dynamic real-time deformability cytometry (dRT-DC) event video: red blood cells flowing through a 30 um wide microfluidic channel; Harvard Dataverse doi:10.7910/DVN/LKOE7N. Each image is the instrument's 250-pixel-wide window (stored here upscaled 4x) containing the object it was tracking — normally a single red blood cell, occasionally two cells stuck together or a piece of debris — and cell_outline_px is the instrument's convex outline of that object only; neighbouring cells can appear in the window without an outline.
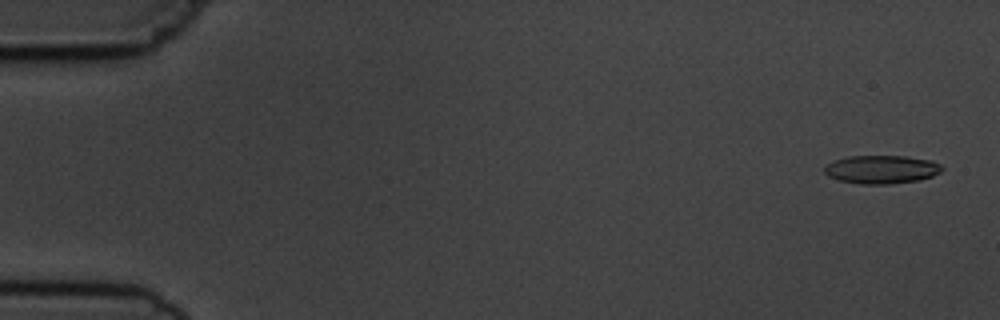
{"species": "common noctule bat (a hibernating species)", "species_latin": "Nyctalus noctula", "temperature_condition": "cold", "stored_images_in_passage": 6, "camera_frame_rate_fps": 3000, "um_per_image_px": 0.085, "animal": {"sex": "male", "body_mass_g": 19.5, "forearm_length_mm": 54.6}, "frame": {"image": 1, "passage_image": 1, "time_ms": 0.0, "image_size_px": [1000, 320], "cell_outline_px": [[944, 168], [940, 172], [932, 176], [920, 180], [892, 184], [860, 184], [840, 180], [828, 176], [824, 172], [824, 164], [832, 160], [848, 156], [904, 156], [932, 160], [940, 164]], "centroid_in_image_um": [74.91, 14.4], "position_along_channel_um": 10.1, "area_um2": 19.65}}
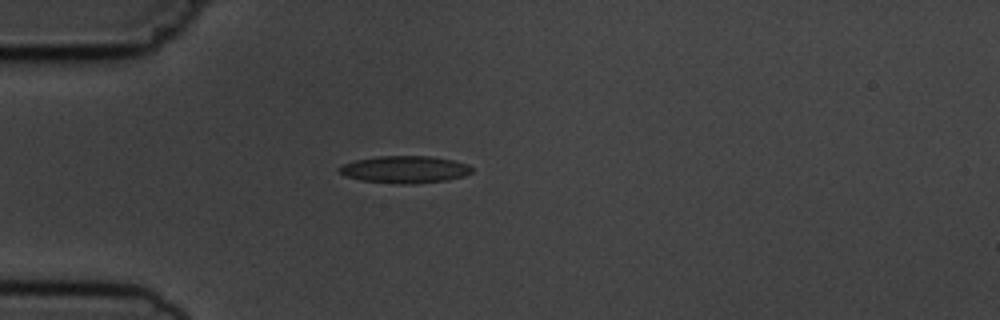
{"frame": {"image": 2, "passage_image": 4, "time_ms": 4.333, "image_size_px": [1000, 320], "cell_outline_px": [[472, 172], [464, 176], [448, 180], [412, 184], [400, 184], [360, 180], [344, 176], [336, 168], [344, 164], [356, 160], [380, 156], [432, 156], [452, 160], [468, 164], [472, 168]], "centroid_in_image_um": [34.41, 14.41], "position_along_channel_um": 50.6, "area_um2": 21.04}}
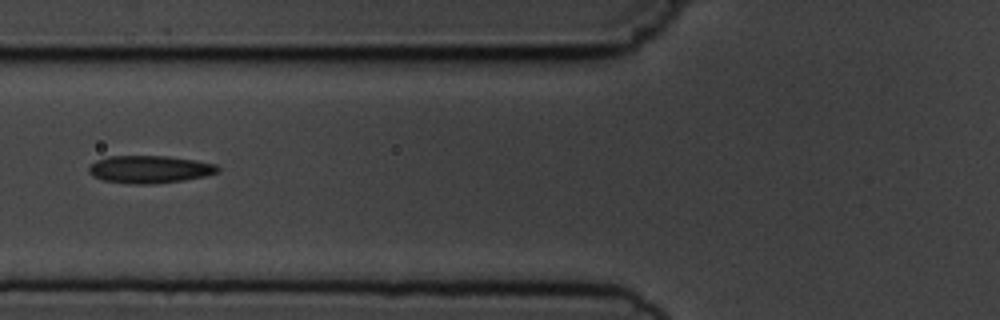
{"frame": {"image": 3, "passage_image": 6, "time_ms": 6.333, "image_size_px": [1000, 320], "cell_outline_px": [[220, 172], [204, 176], [184, 180], [152, 184], [132, 184], [104, 180], [92, 176], [88, 172], [88, 168], [96, 160], [108, 156], [168, 156], [196, 160], [216, 164], [220, 168]], "centroid_in_image_um": [12.73, 14.39], "position_along_channel_um": 113.1, "area_um2": 20.81}}